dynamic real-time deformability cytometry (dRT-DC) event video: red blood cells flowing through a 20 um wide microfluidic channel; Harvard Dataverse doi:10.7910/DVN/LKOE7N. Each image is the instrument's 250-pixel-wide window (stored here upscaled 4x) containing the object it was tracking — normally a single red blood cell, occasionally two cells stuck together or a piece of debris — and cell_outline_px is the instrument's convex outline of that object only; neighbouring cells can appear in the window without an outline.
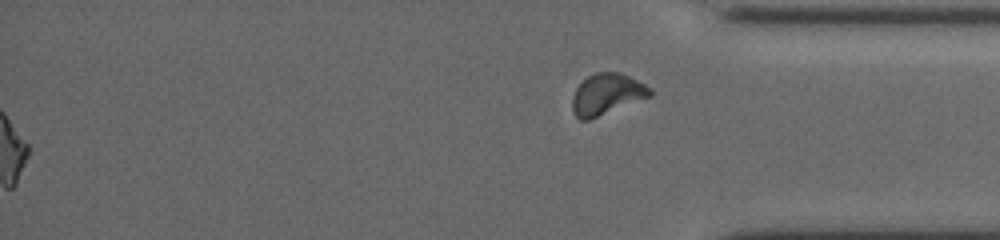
{"species": "common noctule bat (a hibernating species)", "species_latin": "Nyctalus noctula", "temperature_condition": "cold", "stored_images_in_passage": 56, "segment_of_instrument_passage": [2, 2], "camera_frame_rate_fps": 3000, "um_per_image_px": 0.085, "animal": {"sex": "female", "body_mass_g": 19.5, "forearm_length_mm": 54.1}, "frame": {"image": 1, "passage_image": 56, "time_ms": 18.333, "image_size_px": [1000, 240], "cell_outline_px": [[652, 96], [588, 120], [580, 120], [576, 116], [572, 108], [572, 96], [576, 88], [588, 76], [596, 72], [620, 72], [652, 88]], "centroid_in_image_um": [51.58, 8.01], "position_along_channel_um": 383.6, "area_um2": 18.5}}